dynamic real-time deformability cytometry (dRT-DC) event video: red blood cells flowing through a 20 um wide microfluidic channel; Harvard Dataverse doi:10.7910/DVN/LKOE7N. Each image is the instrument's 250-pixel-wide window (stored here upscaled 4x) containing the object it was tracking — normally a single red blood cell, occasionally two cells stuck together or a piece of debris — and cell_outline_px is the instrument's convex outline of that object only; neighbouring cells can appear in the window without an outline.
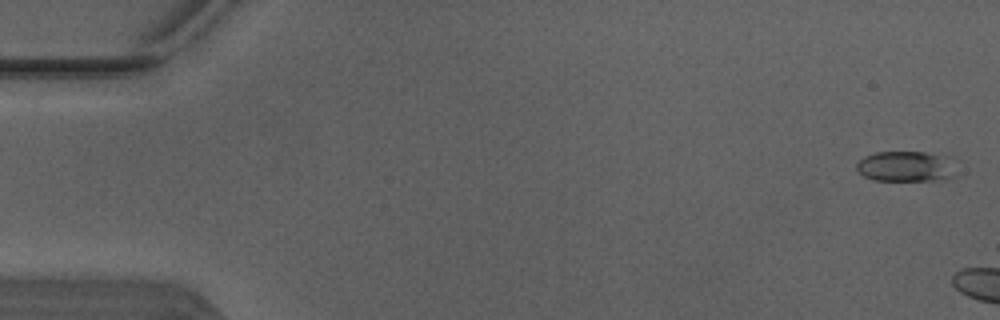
{"species": "Egyptian fruit bat (a non-hibernating species)", "species_latin": "Rousettus aegyptiacus", "temperature_condition": "warm", "stored_images_in_passage": 4, "camera_frame_rate_fps": 3000, "um_per_image_px": 0.085, "animal": {"sex": "male"}, "frame": {"image": 1, "passage_image": 1, "time_ms": 0.0, "image_size_px": [1000, 320], "cell_outline_px": [[956, 176], [948, 180], [872, 180], [864, 176], [856, 168], [856, 164], [864, 156], [876, 152], [924, 152], [952, 156]], "centroid_in_image_um": [77.08, 14.14], "position_along_channel_um": 7.9, "area_um2": 18.09}}